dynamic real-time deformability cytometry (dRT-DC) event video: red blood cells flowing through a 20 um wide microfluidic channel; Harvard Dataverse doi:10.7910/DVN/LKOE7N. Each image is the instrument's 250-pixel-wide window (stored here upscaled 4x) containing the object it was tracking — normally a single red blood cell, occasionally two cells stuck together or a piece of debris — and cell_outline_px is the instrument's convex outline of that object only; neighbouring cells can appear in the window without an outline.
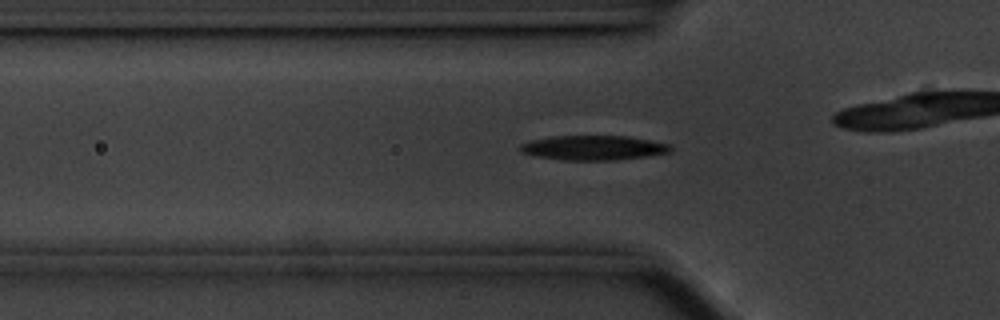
{"species": "common noctule bat (a hibernating species)", "species_latin": "Nyctalus noctula", "temperature_condition": "cold", "stored_images_in_passage": 47, "camera_frame_rate_fps": 3000, "um_per_image_px": 0.085, "animal": {"sex": "male", "body_mass_g": 20.1, "forearm_length_mm": 53.5}, "frame": {"image": 1, "passage_image": 8, "time_ms": 2.333, "image_size_px": [1000, 320], "cell_outline_px": [[672, 152], [616, 160], [564, 160], [536, 156], [520, 152], [520, 144], [532, 140], [552, 136], [628, 136], [668, 144], [672, 148]], "centroid_in_image_um": [50.42, 12.56], "position_along_channel_um": 75.4, "area_um2": 21.39}, "authors_computed_cell_mechanics": {"area_um2": 20.8658, "velocity_mm_per_s": 3.5389, "shape_relaxation_time_tau1_ms": 3.0451, "shape_relaxation_time_tau2_ms": null, "deformation_change_tau1": 0.1289, "deformation_change_tau2": null}}